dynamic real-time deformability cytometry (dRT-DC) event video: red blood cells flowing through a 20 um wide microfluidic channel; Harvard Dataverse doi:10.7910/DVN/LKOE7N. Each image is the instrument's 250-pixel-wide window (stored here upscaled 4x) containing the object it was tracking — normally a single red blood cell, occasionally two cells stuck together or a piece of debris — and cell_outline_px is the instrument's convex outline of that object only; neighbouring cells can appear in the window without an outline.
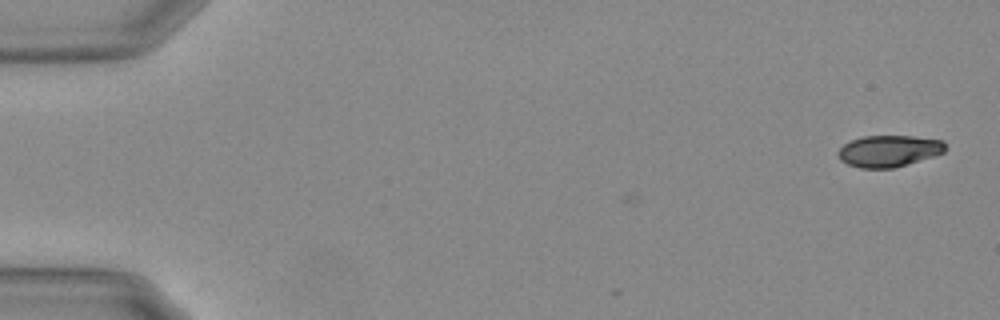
{"species": "Egyptian fruit bat (a non-hibernating species)", "species_latin": "Rousettus aegyptiacus", "temperature_condition": "warm", "stored_images_in_passage": 2, "camera_frame_rate_fps": 3000, "um_per_image_px": 0.085, "animal": {"sex": "female"}, "frame": {"image": 1, "passage_image": 2, "time_ms": 0.333, "image_size_px": [1000, 320], "cell_outline_px": [[948, 148], [944, 152], [932, 156], [892, 168], [860, 168], [848, 164], [840, 160], [836, 152], [844, 144], [852, 140], [864, 136], [912, 136], [944, 140]], "centroid_in_image_um": [75.55, 12.82], "position_along_channel_um": 9.4, "area_um2": 19.65}}